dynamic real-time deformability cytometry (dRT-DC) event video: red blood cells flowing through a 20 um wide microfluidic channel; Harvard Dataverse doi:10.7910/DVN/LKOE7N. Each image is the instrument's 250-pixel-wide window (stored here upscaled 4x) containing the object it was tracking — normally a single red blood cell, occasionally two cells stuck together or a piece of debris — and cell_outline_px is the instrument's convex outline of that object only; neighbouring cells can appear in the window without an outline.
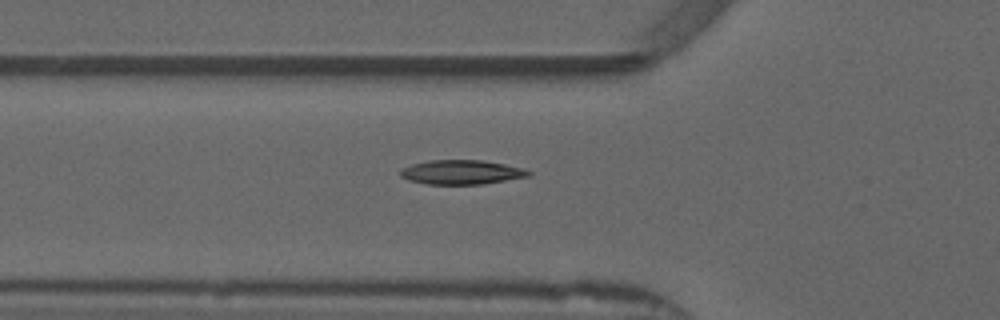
{"species": "common noctule bat (a hibernating species)", "species_latin": "Nyctalus noctula", "temperature_condition": "warm", "stored_images_in_passage": 3, "camera_frame_rate_fps": 3000, "um_per_image_px": 0.085, "animal": {"sex": "male", "forearm_length_mm": 52.5}, "frame": {"image": 1, "passage_image": 2, "time_ms": 0.333, "image_size_px": [1000, 320], "cell_outline_px": [[532, 172], [528, 176], [480, 184], [428, 184], [408, 180], [400, 176], [400, 168], [412, 164], [428, 160], [480, 160], [504, 164], [524, 168]], "centroid_in_image_um": [39.18, 14.63], "position_along_channel_um": 86.6, "area_um2": 18.03}}